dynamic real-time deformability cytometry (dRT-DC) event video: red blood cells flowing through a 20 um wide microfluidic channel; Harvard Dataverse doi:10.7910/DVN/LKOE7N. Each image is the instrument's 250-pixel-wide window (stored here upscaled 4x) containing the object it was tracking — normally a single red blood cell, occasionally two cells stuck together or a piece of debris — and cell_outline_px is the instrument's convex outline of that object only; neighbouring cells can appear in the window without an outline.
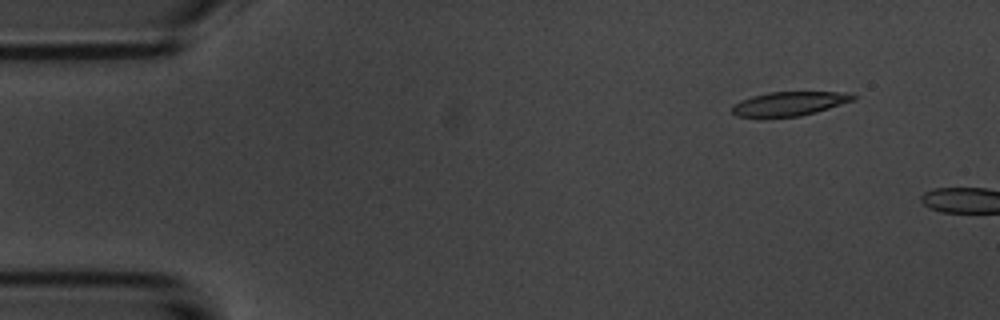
{"species": "common noctule bat (a hibernating species)", "species_latin": "Nyctalus noctula", "temperature_condition": "room temperature", "stored_images_in_passage": 3, "camera_frame_rate_fps": 3000, "um_per_image_px": 0.085, "animal": {"sex": "male", "body_mass_g": 20.1, "forearm_length_mm": 53.5}, "frame": {"image": 1, "passage_image": 2, "time_ms": 1.0, "image_size_px": [1000, 320], "cell_outline_px": [[856, 100], [816, 112], [800, 116], [756, 120], [736, 116], [732, 112], [732, 104], [740, 100], [752, 96], [768, 92], [848, 92], [856, 96]], "centroid_in_image_um": [67.01, 8.85], "position_along_channel_um": 18.0, "area_um2": 17.8}}